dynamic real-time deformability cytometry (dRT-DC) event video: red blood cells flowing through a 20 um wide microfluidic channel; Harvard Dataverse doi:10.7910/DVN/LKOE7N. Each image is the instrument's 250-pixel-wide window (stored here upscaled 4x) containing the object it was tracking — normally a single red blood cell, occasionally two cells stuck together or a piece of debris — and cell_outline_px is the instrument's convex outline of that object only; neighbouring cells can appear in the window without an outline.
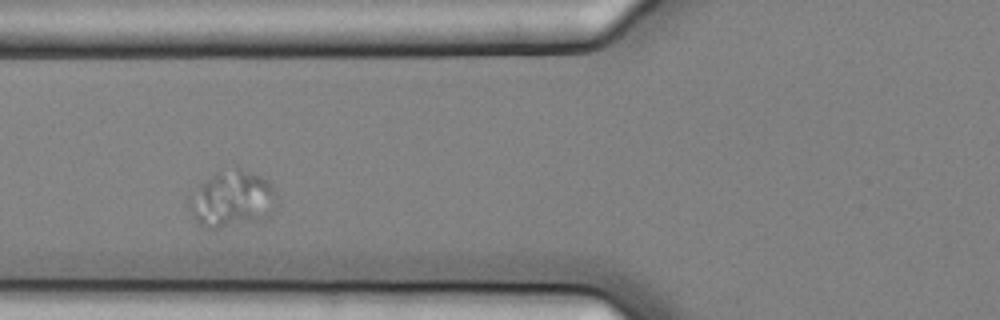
{"species": "common noctule bat (a hibernating species)", "species_latin": "Nyctalus noctula", "temperature_condition": "cold", "stored_images_in_passage": 12, "camera_frame_rate_fps": 3000, "um_per_image_px": 0.085, "animal": {"sex": "female", "body_mass_g": 25.1}, "frame": {"image": 1, "passage_image": 3, "time_ms": 0.667, "image_size_px": [1000, 320], "cell_outline_px": [[276, 208], [268, 220], [208, 232], [192, 216], [188, 208], [188, 196], [200, 184], [216, 172], [236, 164], [268, 180], [272, 184], [276, 192]], "centroid_in_image_um": [19.75, 16.96], "position_along_channel_um": 106.1, "area_um2": 30.58}}
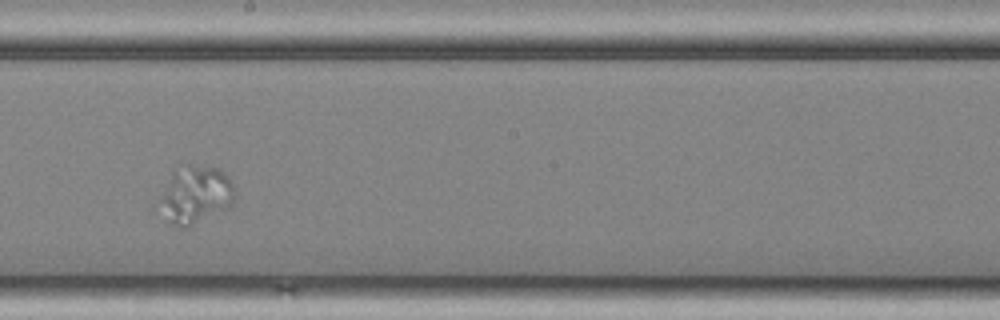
{"frame": {"image": 2, "passage_image": 6, "time_ms": 1.667, "image_size_px": [1000, 320], "cell_outline_px": [[236, 200], [232, 204], [188, 228], [184, 228], [172, 224], [152, 208], [152, 204], [172, 168], [188, 164], [216, 168], [224, 172], [228, 176], [236, 192]], "centroid_in_image_um": [16.46, 16.55], "position_along_channel_um": 231.7, "area_um2": 26.76}}
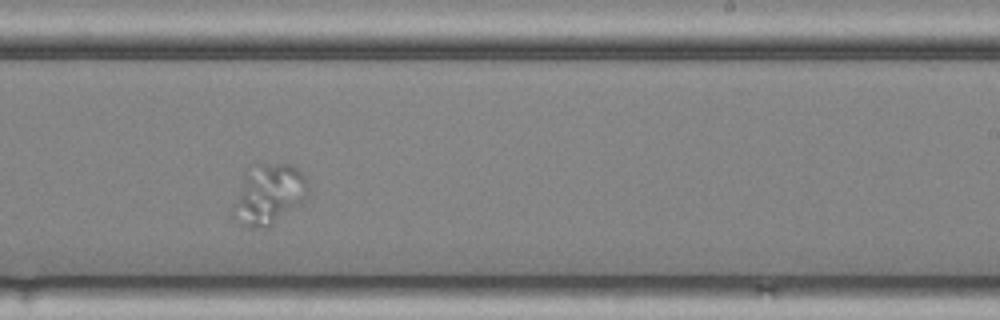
{"frame": {"image": 3, "passage_image": 7, "time_ms": 2.0, "image_size_px": [1000, 320], "cell_outline_px": [[308, 196], [300, 204], [268, 228], [248, 228], [232, 216], [232, 212], [244, 172], [260, 164], [292, 164], [304, 176], [308, 184]], "centroid_in_image_um": [22.86, 16.54], "position_along_channel_um": 266.1, "area_um2": 26.18}}